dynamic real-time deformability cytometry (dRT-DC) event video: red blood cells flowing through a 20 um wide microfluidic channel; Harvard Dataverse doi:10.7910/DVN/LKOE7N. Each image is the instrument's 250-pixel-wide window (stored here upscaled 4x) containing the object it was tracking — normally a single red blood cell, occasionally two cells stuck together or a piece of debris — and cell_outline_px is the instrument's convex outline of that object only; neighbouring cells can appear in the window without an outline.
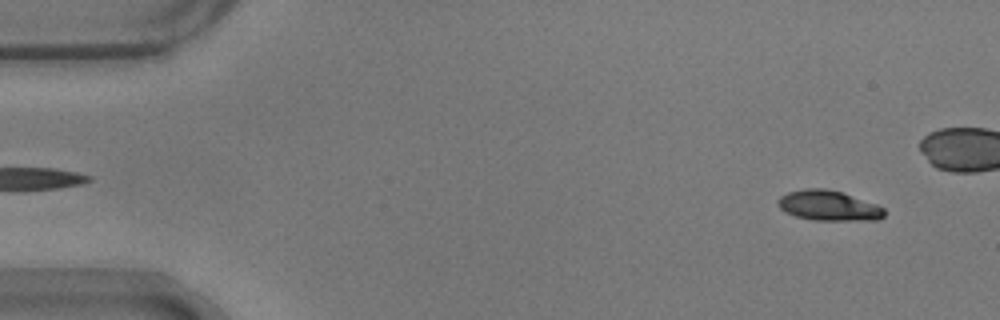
{"species": "common noctule bat (a hibernating species)", "species_latin": "Nyctalus noctula", "temperature_condition": "warm", "stored_images_in_passage": 55, "camera_frame_rate_fps": 3000, "um_per_image_px": 0.085, "animal": {"sex": "male", "body_mass_g": 17.9}, "frame": {"image": 1, "passage_image": 4, "time_ms": 1.0, "image_size_px": [1000, 320], "cell_outline_px": [[884, 216], [880, 220], [812, 220], [796, 216], [784, 212], [776, 204], [776, 200], [780, 196], [788, 192], [804, 188], [824, 188], [844, 192], [876, 204], [884, 208]], "centroid_in_image_um": [70.41, 17.47], "position_along_channel_um": 14.6, "area_um2": 18.96}}
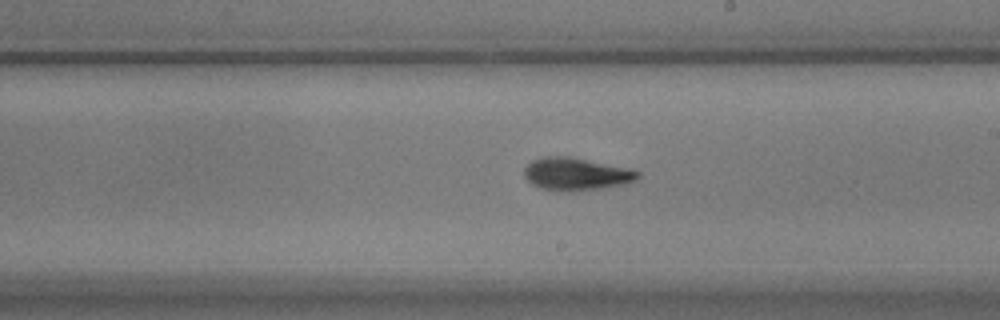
{"frame": {"image": 2, "passage_image": 31, "time_ms": 10.0, "image_size_px": [1000, 320], "cell_outline_px": [[640, 176], [636, 180], [624, 184], [600, 188], [544, 188], [532, 184], [524, 176], [524, 168], [532, 160], [544, 156], [568, 156], [632, 168], [640, 172]], "centroid_in_image_um": [49.02, 14.72], "position_along_channel_um": 240.0, "area_um2": 20.81}}
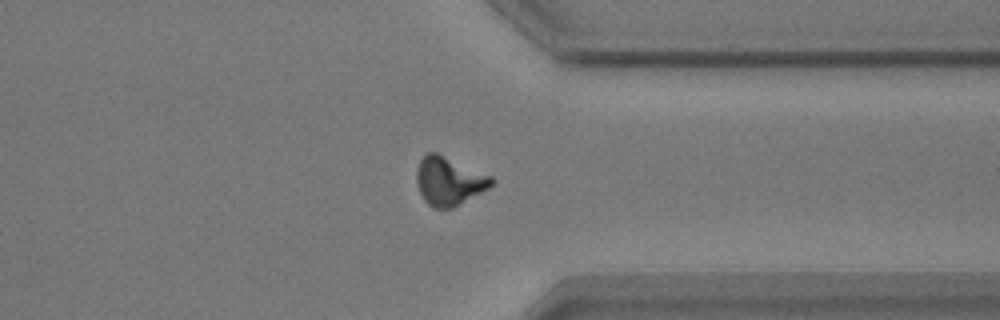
{"frame": {"image": 3, "passage_image": 42, "time_ms": 13.667, "image_size_px": [1000, 320], "cell_outline_px": [[492, 184], [488, 188], [452, 208], [432, 208], [424, 200], [416, 184], [416, 168], [420, 160], [428, 152], [436, 152], [492, 176]], "centroid_in_image_um": [38.12, 15.38], "position_along_channel_um": 373.3, "area_um2": 20.92}, "authors_computed_cell_mechanics": {"area_um2": 19.941, "velocity_mm_per_s": 3.7118, "shape_relaxation_time_tau1_ms": 2.4693, "shape_relaxation_time_tau2_ms": 2.4058, "deformation_change_tau1": 0.1541, "deformation_change_tau2": 0.0879}}